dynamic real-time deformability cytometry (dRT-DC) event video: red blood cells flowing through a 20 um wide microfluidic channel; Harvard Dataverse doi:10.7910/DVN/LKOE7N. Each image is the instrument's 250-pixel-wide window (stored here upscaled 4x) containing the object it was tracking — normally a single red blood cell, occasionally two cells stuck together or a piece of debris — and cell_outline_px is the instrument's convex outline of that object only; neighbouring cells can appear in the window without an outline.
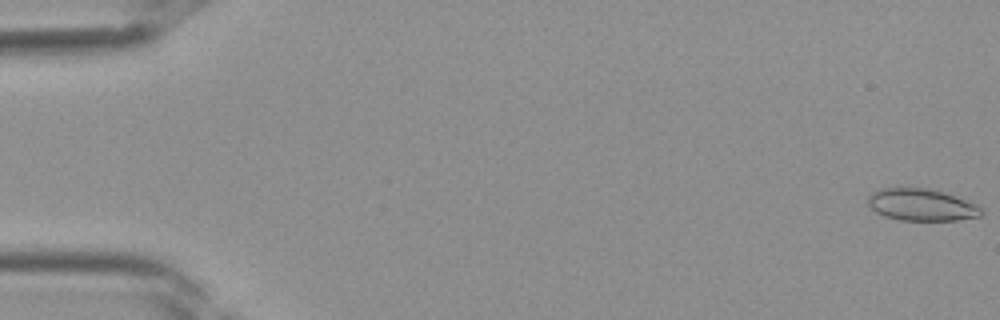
{"species": "Egyptian fruit bat (a non-hibernating species)", "species_latin": "Rousettus aegyptiacus", "temperature_condition": "room temperature", "stored_images_in_passage": 40, "camera_frame_rate_fps": 3000, "um_per_image_px": 0.085, "frame": {"image": 1, "passage_image": 1, "time_ms": 0.0, "image_size_px": [1000, 320], "cell_outline_px": [[984, 212], [980, 216], [956, 220], [900, 220], [884, 216], [876, 212], [868, 204], [868, 196], [872, 192], [880, 188], [896, 184], [908, 184], [928, 188], [944, 192], [976, 204]], "centroid_in_image_um": [78.25, 17.34], "position_along_channel_um": 6.8, "area_um2": 21.91}}
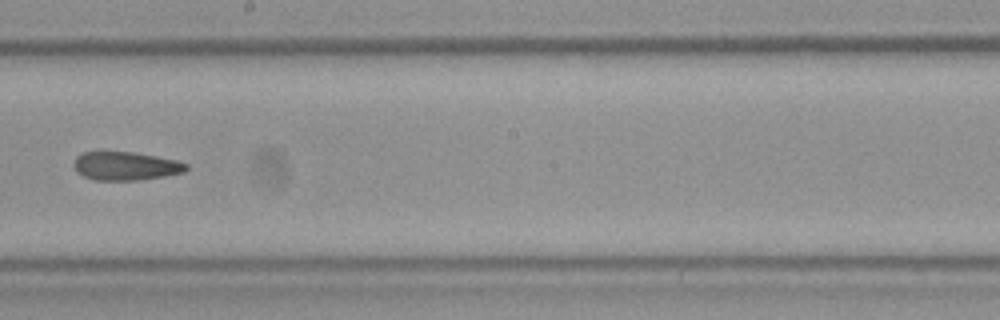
{"frame": {"image": 2, "passage_image": 23, "time_ms": 7.333, "image_size_px": [1000, 320], "cell_outline_px": [[188, 168], [184, 172], [164, 176], [136, 180], [96, 180], [84, 176], [76, 172], [72, 164], [76, 156], [84, 152], [132, 152], [156, 156], [176, 160], [188, 164]], "centroid_in_image_um": [10.66, 14.11], "position_along_channel_um": 237.5, "area_um2": 18.61}}
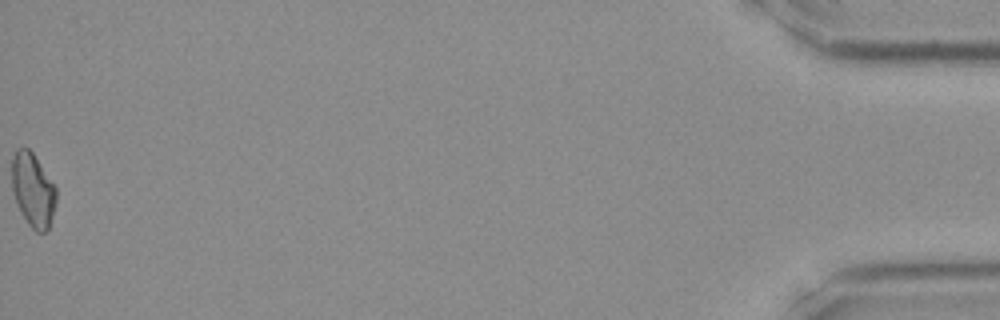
{"frame": {"image": 3, "passage_image": 40, "time_ms": 13.0, "image_size_px": [1000, 320], "cell_outline_px": [[56, 204], [48, 228], [44, 232], [36, 232], [28, 224], [16, 204], [12, 192], [12, 156], [16, 148], [28, 148], [32, 152], [56, 188]], "centroid_in_image_um": [2.78, 16.15], "position_along_channel_um": 432.4, "area_um2": 18.96}}